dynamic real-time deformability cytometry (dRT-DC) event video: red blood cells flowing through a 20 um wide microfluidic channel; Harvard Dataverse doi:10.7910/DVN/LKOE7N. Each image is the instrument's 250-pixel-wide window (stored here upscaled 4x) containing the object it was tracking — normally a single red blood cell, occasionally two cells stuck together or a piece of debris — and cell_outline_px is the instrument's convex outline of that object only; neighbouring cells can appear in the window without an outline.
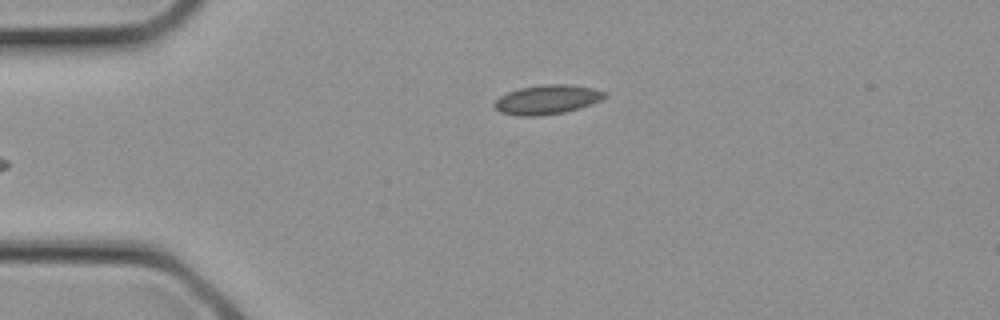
{"species": "common noctule bat (a hibernating species)", "species_latin": "Nyctalus noctula", "temperature_condition": "cold", "stored_images_in_passage": 2, "camera_frame_rate_fps": 3000, "um_per_image_px": 0.085, "animal": {"sex": "female", "body_mass_g": 21.9}, "frame": {"image": 1, "passage_image": 2, "time_ms": 0.333, "image_size_px": [1000, 320], "cell_outline_px": [[608, 96], [600, 100], [580, 108], [564, 112], [536, 116], [520, 116], [500, 112], [492, 104], [500, 96], [508, 92], [520, 88], [540, 84], [568, 84], [592, 88], [604, 92]], "centroid_in_image_um": [46.49, 8.46], "position_along_channel_um": 38.5, "area_um2": 18.73}}